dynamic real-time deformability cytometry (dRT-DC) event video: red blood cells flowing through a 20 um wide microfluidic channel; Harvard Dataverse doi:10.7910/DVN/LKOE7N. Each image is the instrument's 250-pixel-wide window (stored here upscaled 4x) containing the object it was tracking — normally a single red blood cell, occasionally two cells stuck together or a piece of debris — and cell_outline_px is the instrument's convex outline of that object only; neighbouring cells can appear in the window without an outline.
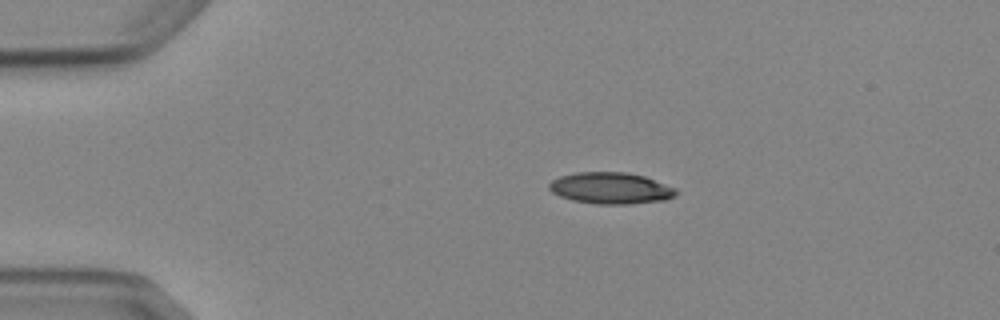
{"species": "Egyptian fruit bat (a non-hibernating species)", "species_latin": "Rousettus aegyptiacus", "temperature_condition": "cold", "stored_images_in_passage": 3, "camera_frame_rate_fps": 3000, "um_per_image_px": 0.085, "animal": {"sex": "female"}, "frame": {"image": 1, "passage_image": 2, "time_ms": 1.333, "image_size_px": [1000, 320], "cell_outline_px": [[676, 196], [664, 200], [628, 204], [596, 204], [572, 200], [560, 196], [552, 192], [548, 188], [548, 184], [552, 180], [560, 176], [576, 172], [628, 172], [644, 176], [676, 188]], "centroid_in_image_um": [51.89, 15.99], "position_along_channel_um": 33.1, "area_um2": 23.29}}